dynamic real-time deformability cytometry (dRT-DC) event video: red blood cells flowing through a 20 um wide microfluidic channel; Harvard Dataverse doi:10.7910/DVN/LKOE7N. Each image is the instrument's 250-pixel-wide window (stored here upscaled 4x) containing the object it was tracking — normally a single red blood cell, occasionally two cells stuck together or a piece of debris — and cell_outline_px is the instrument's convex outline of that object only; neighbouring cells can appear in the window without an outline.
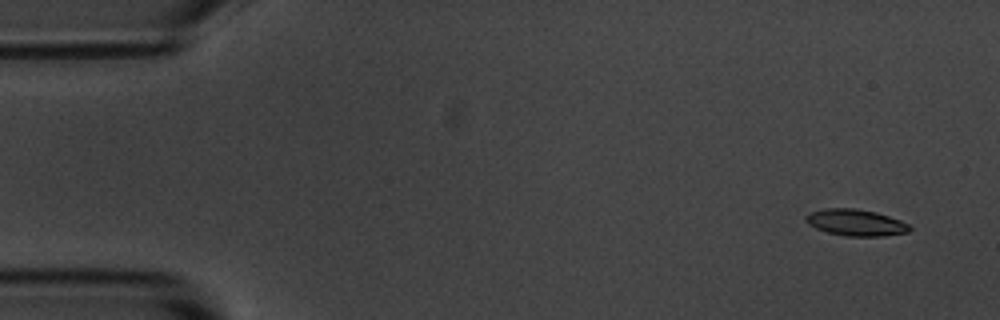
{"species": "common noctule bat (a hibernating species)", "species_latin": "Nyctalus noctula", "temperature_condition": "room temperature", "stored_images_in_passage": 7, "camera_frame_rate_fps": 3000, "um_per_image_px": 0.085, "animal": {"sex": "male", "body_mass_g": 20.1, "forearm_length_mm": 53.5}, "frame": {"image": 1, "passage_image": 1, "time_ms": 0.0, "image_size_px": [1000, 320], "cell_outline_px": [[912, 228], [908, 232], [884, 236], [848, 236], [828, 232], [816, 228], [808, 224], [804, 220], [804, 216], [812, 212], [824, 208], [856, 208], [876, 212], [900, 220], [908, 224]], "centroid_in_image_um": [72.73, 18.91], "position_along_channel_um": 12.3, "area_um2": 16.01}}
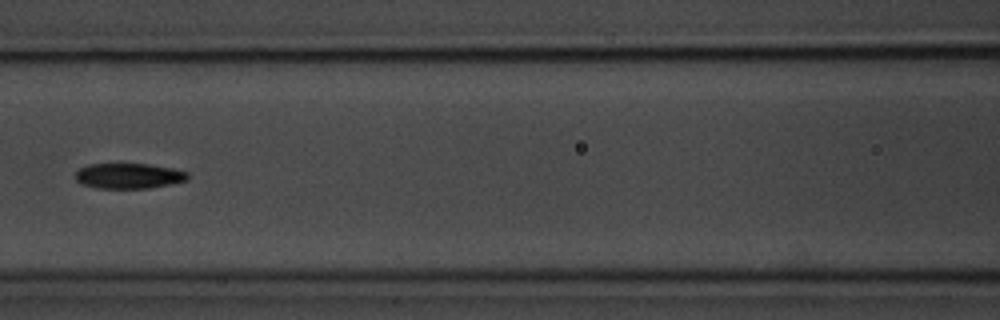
{"frame": {"image": 2, "passage_image": 7, "time_ms": 7.0, "image_size_px": [1000, 320], "cell_outline_px": [[188, 180], [172, 184], [148, 188], [96, 188], [80, 184], [76, 180], [76, 172], [80, 168], [88, 164], [152, 164], [176, 168], [188, 172]], "centroid_in_image_um": [10.97, 14.95], "position_along_channel_um": 155.6, "area_um2": 16.82}}